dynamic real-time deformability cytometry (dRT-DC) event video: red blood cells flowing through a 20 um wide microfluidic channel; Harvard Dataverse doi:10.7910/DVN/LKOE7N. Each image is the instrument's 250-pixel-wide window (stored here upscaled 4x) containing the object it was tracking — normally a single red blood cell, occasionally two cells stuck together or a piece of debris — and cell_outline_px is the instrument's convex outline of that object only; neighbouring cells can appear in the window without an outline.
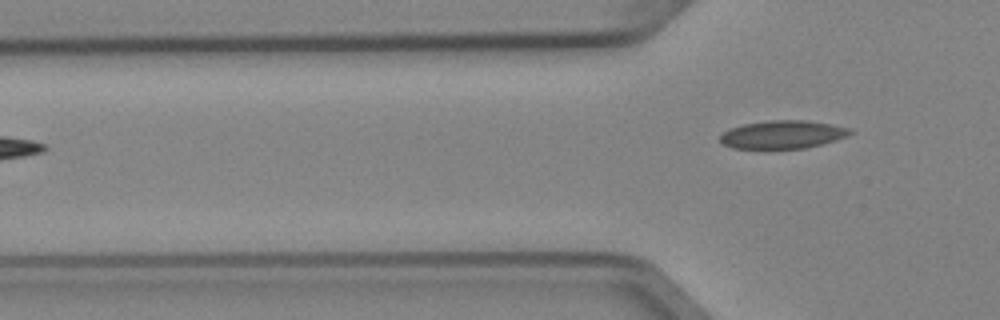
{"species": "Egyptian fruit bat (a non-hibernating species)", "species_latin": "Rousettus aegyptiacus", "temperature_condition": "cold", "stored_images_in_passage": 2, "camera_frame_rate_fps": 3000, "um_per_image_px": 0.085, "animal": {"sex": "female"}, "frame": {"image": 1, "passage_image": 2, "time_ms": 0.333, "image_size_px": [1000, 320], "cell_outline_px": [[852, 132], [848, 136], [820, 144], [804, 148], [764, 152], [732, 148], [724, 144], [720, 140], [720, 136], [724, 132], [732, 128], [744, 124], [768, 120], [808, 120], [832, 124], [848, 128]], "centroid_in_image_um": [66.47, 11.48], "position_along_channel_um": 59.3, "area_um2": 22.02}}